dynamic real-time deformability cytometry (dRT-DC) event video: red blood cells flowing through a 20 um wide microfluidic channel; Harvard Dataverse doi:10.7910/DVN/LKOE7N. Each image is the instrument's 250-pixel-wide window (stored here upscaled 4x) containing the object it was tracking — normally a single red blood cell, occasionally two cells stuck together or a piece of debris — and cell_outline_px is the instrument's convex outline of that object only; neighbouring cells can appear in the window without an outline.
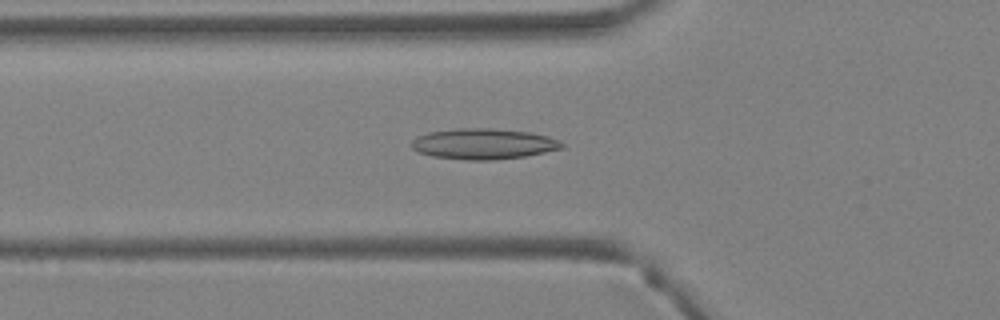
{"species": "Egyptian fruit bat (a non-hibernating species)", "species_latin": "Rousettus aegyptiacus", "temperature_condition": "warm", "stored_images_in_passage": 34, "camera_frame_rate_fps": 3000, "um_per_image_px": 0.085, "animal": {"sex": "female"}, "frame": {"image": 1, "passage_image": 8, "time_ms": 2.333, "image_size_px": [1000, 320], "cell_outline_px": [[564, 148], [524, 156], [492, 160], [468, 160], [432, 156], [420, 152], [412, 148], [412, 140], [416, 136], [428, 132], [456, 128], [492, 128], [528, 132], [548, 136], [560, 140], [564, 144]], "centroid_in_image_um": [41.1, 12.22], "position_along_channel_um": 84.7, "area_um2": 26.88}}
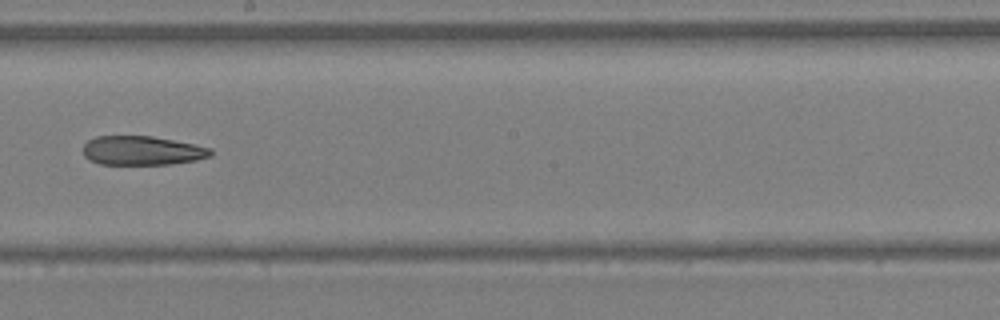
{"frame": {"image": 2, "passage_image": 17, "time_ms": 5.333, "image_size_px": [1000, 320], "cell_outline_px": [[212, 156], [196, 160], [172, 164], [100, 164], [88, 160], [84, 156], [84, 144], [88, 140], [96, 136], [152, 136], [212, 148]], "centroid_in_image_um": [12.07, 12.8], "position_along_channel_um": 236.1, "area_um2": 21.62}}
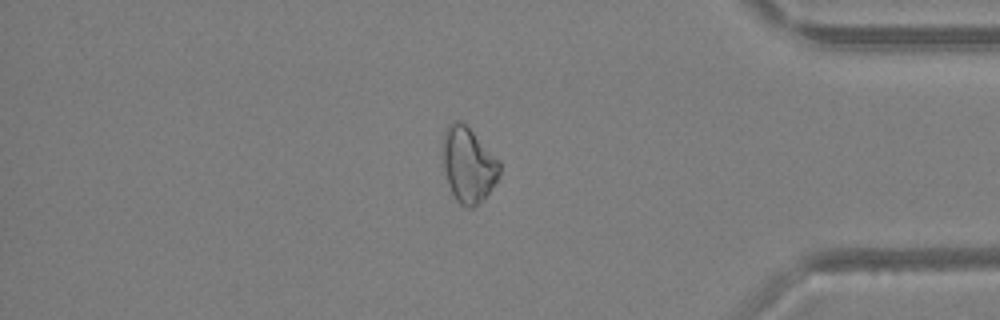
{"frame": {"image": 3, "passage_image": 28, "time_ms": 9.0, "image_size_px": [1000, 320], "cell_outline_px": [[500, 176], [484, 200], [472, 208], [468, 208], [460, 204], [456, 200], [448, 184], [440, 152], [440, 148], [444, 132], [448, 124], [456, 120], [460, 120], [500, 160]], "centroid_in_image_um": [39.79, 14.02], "position_along_channel_um": 395.4, "area_um2": 25.26}}